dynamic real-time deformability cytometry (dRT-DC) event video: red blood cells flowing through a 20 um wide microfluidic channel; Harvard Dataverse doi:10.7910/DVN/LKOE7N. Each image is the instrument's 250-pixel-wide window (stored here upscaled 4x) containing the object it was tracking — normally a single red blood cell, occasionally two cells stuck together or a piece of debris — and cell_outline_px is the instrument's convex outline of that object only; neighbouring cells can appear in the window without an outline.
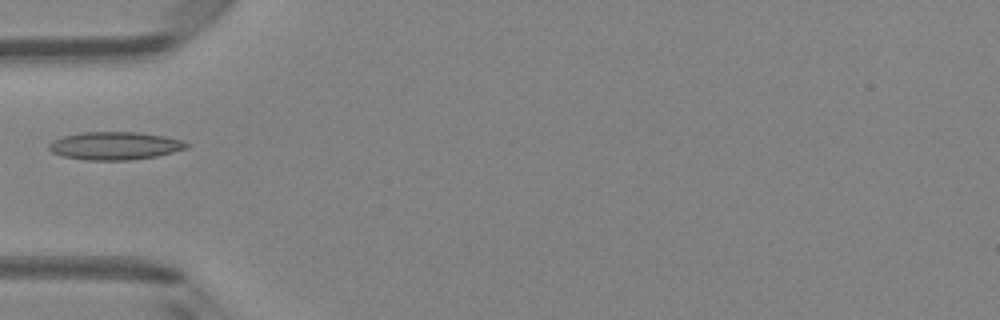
{"species": "Egyptian fruit bat (a non-hibernating species)", "species_latin": "Rousettus aegyptiacus", "temperature_condition": "room temperature", "stored_images_in_passage": 2, "camera_frame_rate_fps": 3000, "um_per_image_px": 0.085, "animal": {"sex": "female"}, "frame": {"image": 1, "passage_image": 2, "time_ms": 0.333, "image_size_px": [1000, 320], "cell_outline_px": [[188, 148], [156, 156], [132, 160], [88, 160], [60, 156], [52, 152], [48, 148], [48, 144], [52, 140], [64, 136], [80, 132], [136, 132], [164, 136], [180, 140], [188, 144]], "centroid_in_image_um": [9.72, 12.39], "position_along_channel_um": 75.3, "area_um2": 22.37}}